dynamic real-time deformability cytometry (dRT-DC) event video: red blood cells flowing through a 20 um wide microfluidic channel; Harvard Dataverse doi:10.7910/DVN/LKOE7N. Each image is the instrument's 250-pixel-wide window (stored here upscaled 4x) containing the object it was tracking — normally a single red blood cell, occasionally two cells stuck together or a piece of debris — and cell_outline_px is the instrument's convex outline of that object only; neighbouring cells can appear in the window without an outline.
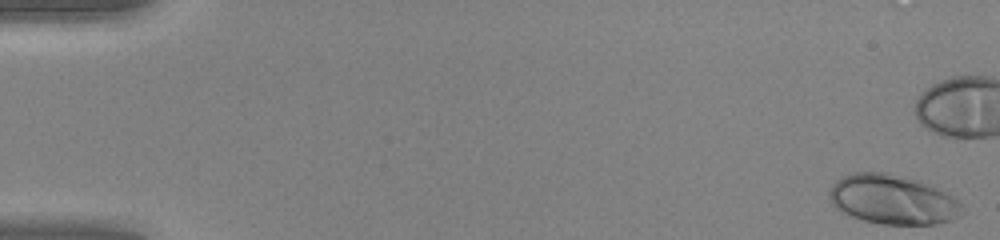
{"species": "human", "species_latin": "Homo sapiens", "temperature_condition": "warm", "stored_images_in_passage": 40, "camera_frame_rate_fps": 3000, "um_per_image_px": 0.085, "donor": {"sex": "female"}, "frame": {"image": 1, "passage_image": 1, "time_ms": 0.0, "image_size_px": [1000, 240], "cell_outline_px": [[964, 212], [960, 216], [952, 220], [932, 224], [884, 224], [864, 220], [840, 212], [832, 204], [828, 196], [832, 184], [836, 180], [844, 176], [856, 172], [888, 172], [920, 180], [932, 184], [952, 196], [960, 204]], "centroid_in_image_um": [75.88, 16.95], "position_along_channel_um": 9.1, "area_um2": 38.49}}
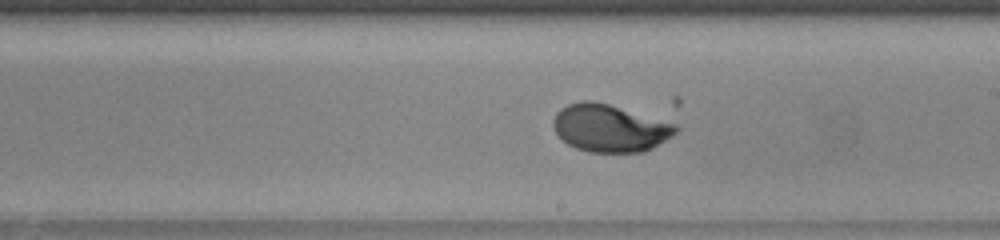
{"frame": {"image": 2, "passage_image": 29, "time_ms": 9.333, "image_size_px": [1000, 240], "cell_outline_px": [[680, 128], [672, 136], [652, 148], [644, 152], [588, 152], [576, 148], [568, 144], [556, 132], [552, 124], [552, 120], [556, 112], [560, 108], [568, 104], [580, 100], [592, 100], [608, 104], [668, 120], [676, 124]], "centroid_in_image_um": [51.85, 10.87], "position_along_channel_um": 237.1, "area_um2": 34.22}}